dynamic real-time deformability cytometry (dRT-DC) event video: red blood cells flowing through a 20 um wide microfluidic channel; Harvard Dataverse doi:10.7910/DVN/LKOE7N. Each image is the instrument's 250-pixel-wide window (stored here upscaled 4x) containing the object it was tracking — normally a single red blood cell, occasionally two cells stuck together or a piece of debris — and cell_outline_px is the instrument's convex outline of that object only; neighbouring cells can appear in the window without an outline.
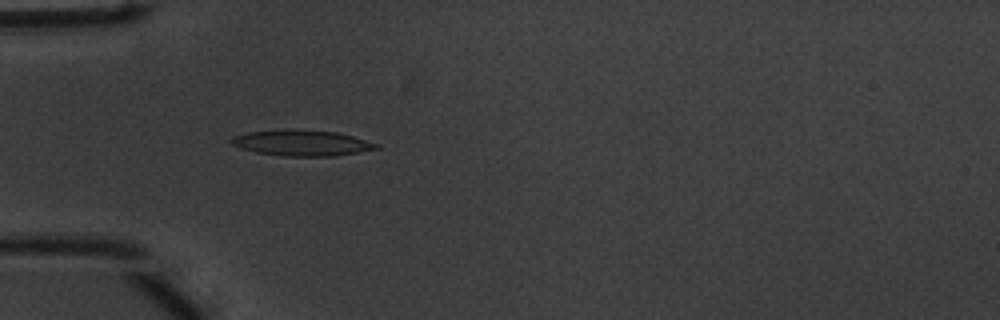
{"species": "common noctule bat (a hibernating species)", "species_latin": "Nyctalus noctula", "temperature_condition": "warm", "stored_images_in_passage": 52, "camera_frame_rate_fps": 3000, "um_per_image_px": 0.085, "animal": {"sex": "male", "body_mass_g": 20.1, "forearm_length_mm": 53.5}, "frame": {"image": 1, "passage_image": 16, "time_ms": 5.0, "image_size_px": [1000, 320], "cell_outline_px": [[380, 148], [336, 156], [284, 156], [256, 152], [232, 144], [228, 140], [232, 136], [248, 132], [288, 128], [336, 132], [352, 136], [380, 144]], "centroid_in_image_um": [25.65, 12.14], "position_along_channel_um": 59.4, "area_um2": 21.91}}
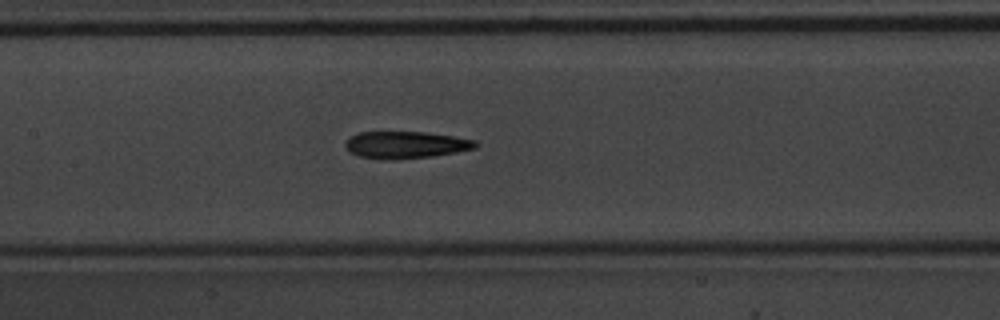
{"frame": {"image": 2, "passage_image": 25, "time_ms": 8.0, "image_size_px": [1000, 320], "cell_outline_px": [[480, 144], [476, 148], [456, 152], [432, 156], [360, 156], [348, 152], [344, 148], [344, 144], [348, 136], [360, 132], [428, 132], [476, 140]], "centroid_in_image_um": [34.51, 12.25], "position_along_channel_um": 172.9, "area_um2": 19.65}}
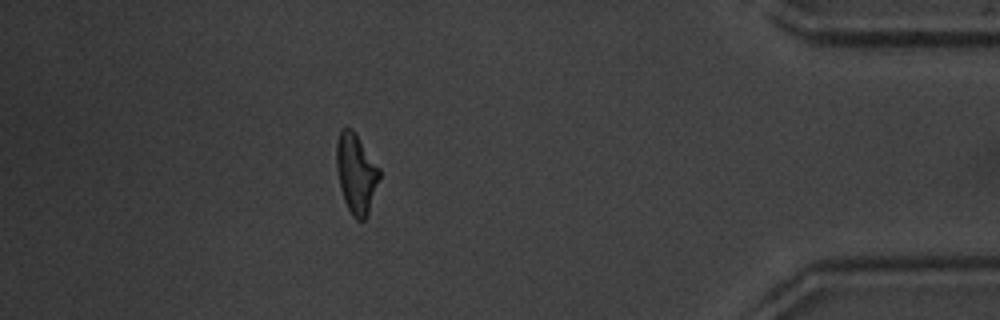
{"frame": {"image": 3, "passage_image": 46, "time_ms": 15.0, "image_size_px": [1000, 320], "cell_outline_px": [[380, 176], [368, 216], [364, 220], [356, 220], [352, 216], [344, 200], [340, 188], [336, 168], [336, 140], [340, 132], [344, 128], [352, 128], [380, 168]], "centroid_in_image_um": [30.27, 14.76], "position_along_channel_um": 404.9, "area_um2": 20.06}, "authors_computed_cell_mechanics": {"area_um2": 20.2011, "velocity_mm_per_s": 3.9114, "shape_relaxation_time_tau1_ms": 4.4491, "shape_relaxation_time_tau2_ms": 5.4901, "deformation_change_tau1": 0.1772, "deformation_change_tau2": 0.1761}}